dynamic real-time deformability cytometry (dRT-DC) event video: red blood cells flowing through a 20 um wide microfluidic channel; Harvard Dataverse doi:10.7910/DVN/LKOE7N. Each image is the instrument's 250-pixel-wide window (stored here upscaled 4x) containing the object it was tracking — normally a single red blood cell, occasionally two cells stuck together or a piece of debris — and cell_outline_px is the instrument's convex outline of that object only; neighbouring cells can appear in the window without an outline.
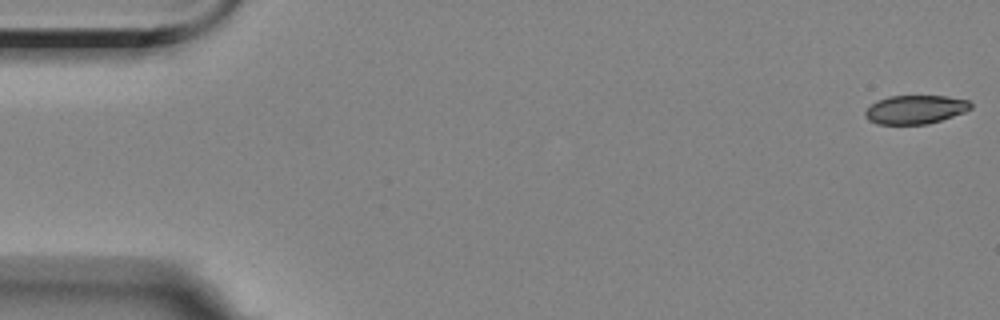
{"species": "Egyptian fruit bat (a non-hibernating species)", "species_latin": "Rousettus aegyptiacus", "temperature_condition": "room temperature", "stored_images_in_passage": 5, "camera_frame_rate_fps": 3000, "um_per_image_px": 0.085, "animal": {"sex": "female"}, "frame": {"image": 1, "passage_image": 1, "time_ms": 0.0, "image_size_px": [1000, 320], "cell_outline_px": [[972, 108], [964, 112], [928, 124], [876, 124], [868, 120], [864, 116], [864, 112], [876, 100], [888, 96], [948, 96], [968, 100], [972, 104]], "centroid_in_image_um": [77.78, 9.3], "position_along_channel_um": 7.2, "area_um2": 17.69}}